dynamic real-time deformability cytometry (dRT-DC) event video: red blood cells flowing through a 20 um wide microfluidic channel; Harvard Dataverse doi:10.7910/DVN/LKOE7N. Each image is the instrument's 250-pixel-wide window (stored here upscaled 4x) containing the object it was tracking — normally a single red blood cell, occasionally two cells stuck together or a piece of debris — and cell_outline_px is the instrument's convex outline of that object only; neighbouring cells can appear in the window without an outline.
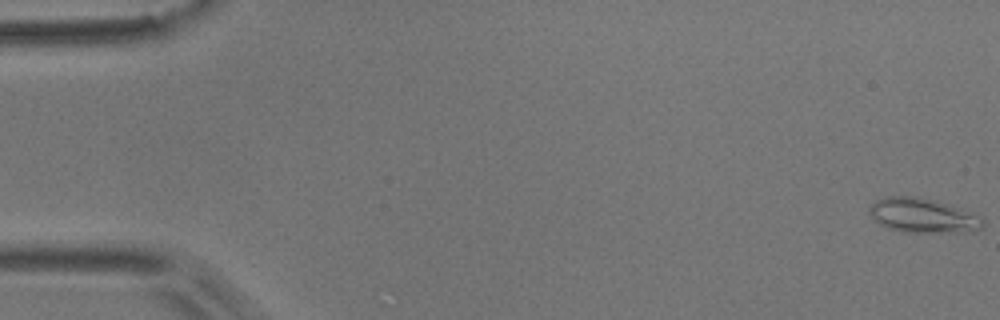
{"species": "common noctule bat (a hibernating species)", "species_latin": "Nyctalus noctula", "temperature_condition": "room temperature", "stored_images_in_passage": 56, "camera_frame_rate_fps": 3000, "um_per_image_px": 0.085, "animal": {"sex": "male", "body_mass_g": 17.9}, "frame": {"image": 1, "passage_image": 1, "time_ms": 0.0, "image_size_px": [1000, 320], "cell_outline_px": [[984, 224], [976, 232], [900, 232], [888, 228], [880, 224], [868, 212], [868, 208], [876, 200], [884, 196], [916, 196], [936, 200], [948, 204], [980, 216], [984, 220]], "centroid_in_image_um": [78.44, 18.32], "position_along_channel_um": 6.6, "area_um2": 22.95}}
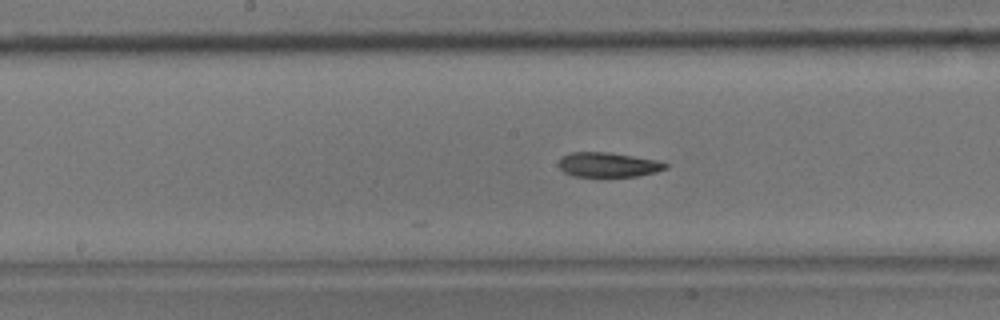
{"frame": {"image": 2, "passage_image": 28, "time_ms": 9.0, "image_size_px": [1000, 320], "cell_outline_px": [[668, 168], [656, 172], [636, 176], [572, 176], [564, 172], [556, 164], [560, 156], [572, 152], [608, 152], [656, 160], [668, 164]], "centroid_in_image_um": [51.64, 14.0], "position_along_channel_um": 196.6, "area_um2": 15.37}}
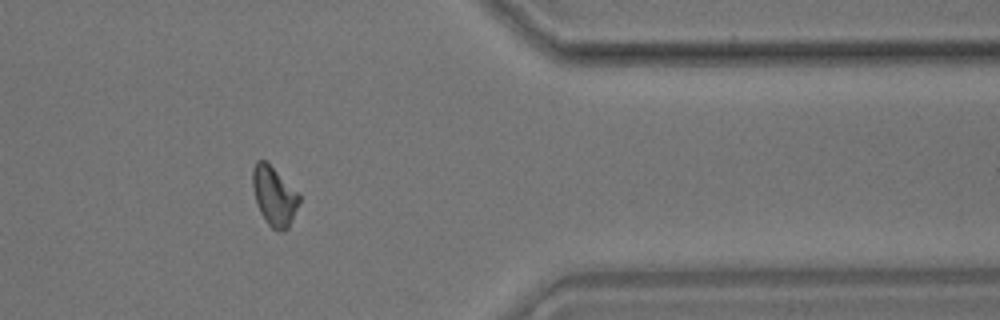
{"frame": {"image": 3, "passage_image": 45, "time_ms": 14.667, "image_size_px": [1000, 320], "cell_outline_px": [[300, 200], [288, 228], [284, 232], [280, 232], [272, 228], [268, 224], [260, 212], [256, 204], [252, 184], [252, 168], [256, 160], [264, 160], [300, 196]], "centroid_in_image_um": [23.26, 16.7], "position_along_channel_um": 388.1, "area_um2": 15.66}, "authors_computed_cell_mechanics": {"area_um2": 16.0973, "velocity_mm_per_s": 3.7003, "shape_relaxation_time_tau1_ms": 5.3483, "shape_relaxation_time_tau2_ms": 6.6954, "deformation_change_tau1": 0.1658, "deformation_change_tau2": 0.1339}}